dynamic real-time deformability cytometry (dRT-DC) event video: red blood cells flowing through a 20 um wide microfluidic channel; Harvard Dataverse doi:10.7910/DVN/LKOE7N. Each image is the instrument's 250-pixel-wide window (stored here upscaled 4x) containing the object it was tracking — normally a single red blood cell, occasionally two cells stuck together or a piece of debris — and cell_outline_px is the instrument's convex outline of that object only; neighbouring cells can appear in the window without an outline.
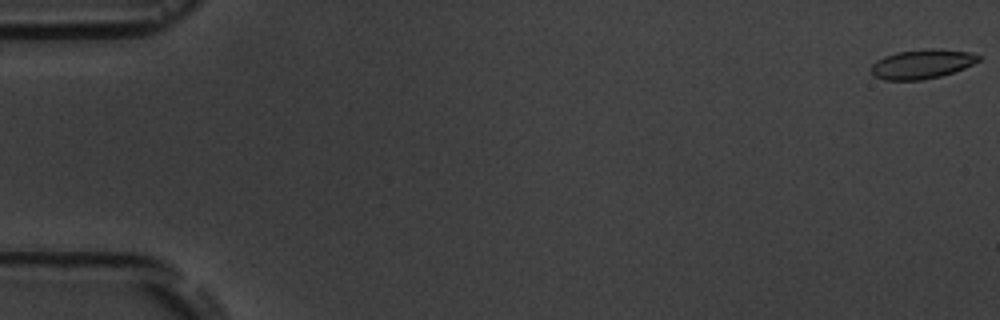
{"species": "common noctule bat (a hibernating species)", "species_latin": "Nyctalus noctula", "temperature_condition": "room temperature", "stored_images_in_passage": 6, "camera_frame_rate_fps": 3000, "um_per_image_px": 0.085, "animal": {"sex": "male", "body_mass_g": 19.5, "forearm_length_mm": 54.6}, "frame": {"image": 1, "passage_image": 1, "time_ms": 0.0, "image_size_px": [1000, 320], "cell_outline_px": [[980, 60], [964, 68], [940, 76], [920, 80], [884, 80], [872, 76], [872, 64], [876, 60], [884, 56], [896, 52], [928, 48], [932, 48], [968, 52], [980, 56]], "centroid_in_image_um": [78.32, 5.44], "position_along_channel_um": 6.7, "area_um2": 18.26}}
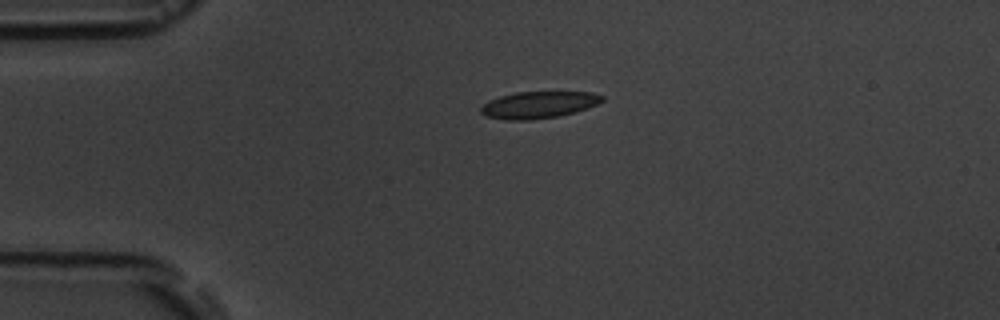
{"frame": {"image": 2, "passage_image": 5, "time_ms": 4.333, "image_size_px": [1000, 320], "cell_outline_px": [[604, 100], [588, 108], [556, 116], [528, 120], [504, 120], [484, 116], [480, 112], [480, 108], [488, 100], [500, 96], [516, 92], [592, 92], [604, 96]], "centroid_in_image_um": [45.74, 8.91], "position_along_channel_um": 39.3, "area_um2": 18.9}}